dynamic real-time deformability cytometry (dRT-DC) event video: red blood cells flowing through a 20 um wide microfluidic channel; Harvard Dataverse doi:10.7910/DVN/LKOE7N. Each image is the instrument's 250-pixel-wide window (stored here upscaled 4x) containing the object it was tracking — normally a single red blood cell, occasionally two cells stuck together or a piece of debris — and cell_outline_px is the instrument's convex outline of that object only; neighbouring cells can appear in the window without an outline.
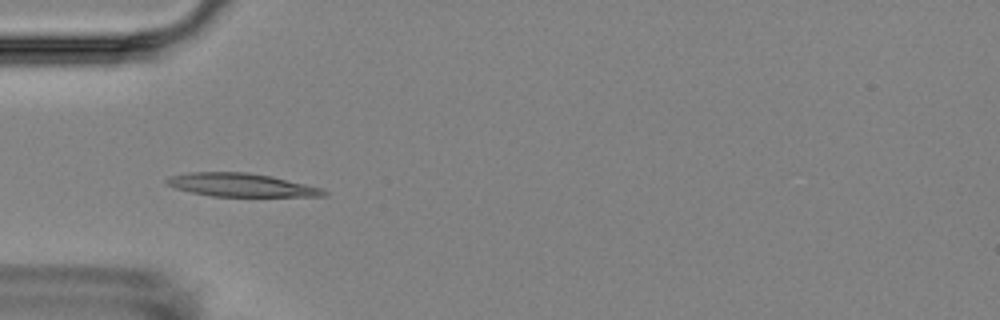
{"species": "Egyptian fruit bat (a non-hibernating species)", "species_latin": "Rousettus aegyptiacus", "temperature_condition": "room temperature", "stored_images_in_passage": 5, "camera_frame_rate_fps": 3000, "um_per_image_px": 0.085, "animal": {"sex": "female"}, "frame": {"image": 1, "passage_image": 4, "time_ms": 3.667, "image_size_px": [1000, 320], "cell_outline_px": [[328, 196], [212, 196], [192, 192], [176, 188], [168, 184], [164, 180], [168, 176], [188, 172], [248, 172], [272, 176], [324, 188], [328, 192]], "centroid_in_image_um": [20.53, 15.71], "position_along_channel_um": 64.5, "area_um2": 21.39}}
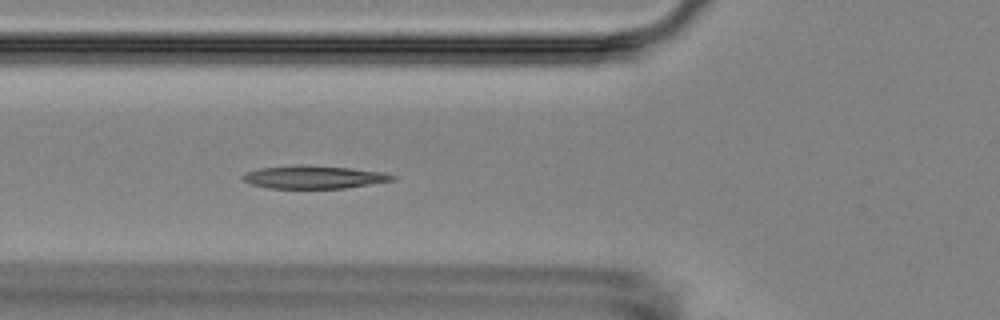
{"frame": {"image": 2, "passage_image": 5, "time_ms": 4.667, "image_size_px": [1000, 320], "cell_outline_px": [[396, 180], [344, 188], [268, 188], [252, 184], [244, 180], [240, 176], [244, 172], [260, 168], [348, 168], [384, 172], [396, 176]], "centroid_in_image_um": [26.72, 15.1], "position_along_channel_um": 99.1, "area_um2": 18.73}}